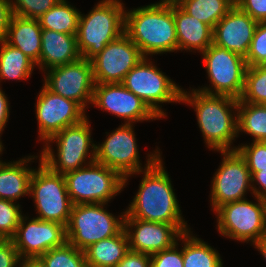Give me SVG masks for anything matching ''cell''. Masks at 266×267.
Here are the masks:
<instances>
[{
  "instance_id": "cell-20",
  "label": "cell",
  "mask_w": 266,
  "mask_h": 267,
  "mask_svg": "<svg viewBox=\"0 0 266 267\" xmlns=\"http://www.w3.org/2000/svg\"><path fill=\"white\" fill-rule=\"evenodd\" d=\"M258 22L234 5L213 29V43L246 58Z\"/></svg>"
},
{
  "instance_id": "cell-4",
  "label": "cell",
  "mask_w": 266,
  "mask_h": 267,
  "mask_svg": "<svg viewBox=\"0 0 266 267\" xmlns=\"http://www.w3.org/2000/svg\"><path fill=\"white\" fill-rule=\"evenodd\" d=\"M123 33L124 3L121 0L99 1L88 14L80 13L76 39L82 58L91 61Z\"/></svg>"
},
{
  "instance_id": "cell-7",
  "label": "cell",
  "mask_w": 266,
  "mask_h": 267,
  "mask_svg": "<svg viewBox=\"0 0 266 267\" xmlns=\"http://www.w3.org/2000/svg\"><path fill=\"white\" fill-rule=\"evenodd\" d=\"M152 62L150 57H143L127 73L121 84L138 96L160 119L167 115L162 110V105L159 104L180 103L183 88H180L181 86L166 76Z\"/></svg>"
},
{
  "instance_id": "cell-23",
  "label": "cell",
  "mask_w": 266,
  "mask_h": 267,
  "mask_svg": "<svg viewBox=\"0 0 266 267\" xmlns=\"http://www.w3.org/2000/svg\"><path fill=\"white\" fill-rule=\"evenodd\" d=\"M36 157L30 155L18 161H0V199L17 203L20 197H30V179L35 169L28 167V163Z\"/></svg>"
},
{
  "instance_id": "cell-38",
  "label": "cell",
  "mask_w": 266,
  "mask_h": 267,
  "mask_svg": "<svg viewBox=\"0 0 266 267\" xmlns=\"http://www.w3.org/2000/svg\"><path fill=\"white\" fill-rule=\"evenodd\" d=\"M235 5L257 22H266V0H237Z\"/></svg>"
},
{
  "instance_id": "cell-14",
  "label": "cell",
  "mask_w": 266,
  "mask_h": 267,
  "mask_svg": "<svg viewBox=\"0 0 266 267\" xmlns=\"http://www.w3.org/2000/svg\"><path fill=\"white\" fill-rule=\"evenodd\" d=\"M223 156L211 181L210 206L215 211L221 205L243 200L252 191V176L246 160L234 151H220Z\"/></svg>"
},
{
  "instance_id": "cell-24",
  "label": "cell",
  "mask_w": 266,
  "mask_h": 267,
  "mask_svg": "<svg viewBox=\"0 0 266 267\" xmlns=\"http://www.w3.org/2000/svg\"><path fill=\"white\" fill-rule=\"evenodd\" d=\"M38 19L12 15L4 41L21 50L36 65L41 54V33Z\"/></svg>"
},
{
  "instance_id": "cell-17",
  "label": "cell",
  "mask_w": 266,
  "mask_h": 267,
  "mask_svg": "<svg viewBox=\"0 0 266 267\" xmlns=\"http://www.w3.org/2000/svg\"><path fill=\"white\" fill-rule=\"evenodd\" d=\"M143 57L139 48L123 33L91 60L95 83H122Z\"/></svg>"
},
{
  "instance_id": "cell-31",
  "label": "cell",
  "mask_w": 266,
  "mask_h": 267,
  "mask_svg": "<svg viewBox=\"0 0 266 267\" xmlns=\"http://www.w3.org/2000/svg\"><path fill=\"white\" fill-rule=\"evenodd\" d=\"M240 100L252 104H266V65L247 67Z\"/></svg>"
},
{
  "instance_id": "cell-10",
  "label": "cell",
  "mask_w": 266,
  "mask_h": 267,
  "mask_svg": "<svg viewBox=\"0 0 266 267\" xmlns=\"http://www.w3.org/2000/svg\"><path fill=\"white\" fill-rule=\"evenodd\" d=\"M253 197L256 202L246 198L215 210L216 229L223 237L254 245L266 234V199Z\"/></svg>"
},
{
  "instance_id": "cell-30",
  "label": "cell",
  "mask_w": 266,
  "mask_h": 267,
  "mask_svg": "<svg viewBox=\"0 0 266 267\" xmlns=\"http://www.w3.org/2000/svg\"><path fill=\"white\" fill-rule=\"evenodd\" d=\"M246 133L254 141L266 142V104H252L238 100L237 135Z\"/></svg>"
},
{
  "instance_id": "cell-36",
  "label": "cell",
  "mask_w": 266,
  "mask_h": 267,
  "mask_svg": "<svg viewBox=\"0 0 266 267\" xmlns=\"http://www.w3.org/2000/svg\"><path fill=\"white\" fill-rule=\"evenodd\" d=\"M245 60L247 66L266 65V22H258Z\"/></svg>"
},
{
  "instance_id": "cell-11",
  "label": "cell",
  "mask_w": 266,
  "mask_h": 267,
  "mask_svg": "<svg viewBox=\"0 0 266 267\" xmlns=\"http://www.w3.org/2000/svg\"><path fill=\"white\" fill-rule=\"evenodd\" d=\"M29 195L33 197L37 217L43 221H54L67 226L73 203L67 192L64 175L53 172L42 162L30 179Z\"/></svg>"
},
{
  "instance_id": "cell-45",
  "label": "cell",
  "mask_w": 266,
  "mask_h": 267,
  "mask_svg": "<svg viewBox=\"0 0 266 267\" xmlns=\"http://www.w3.org/2000/svg\"><path fill=\"white\" fill-rule=\"evenodd\" d=\"M254 248L257 249L260 254L266 260V235H264L259 241H257L254 245Z\"/></svg>"
},
{
  "instance_id": "cell-41",
  "label": "cell",
  "mask_w": 266,
  "mask_h": 267,
  "mask_svg": "<svg viewBox=\"0 0 266 267\" xmlns=\"http://www.w3.org/2000/svg\"><path fill=\"white\" fill-rule=\"evenodd\" d=\"M12 7L9 0H0V40H4L12 17Z\"/></svg>"
},
{
  "instance_id": "cell-5",
  "label": "cell",
  "mask_w": 266,
  "mask_h": 267,
  "mask_svg": "<svg viewBox=\"0 0 266 267\" xmlns=\"http://www.w3.org/2000/svg\"><path fill=\"white\" fill-rule=\"evenodd\" d=\"M90 124L86 117L80 123L68 126L53 135L40 151L42 162L53 172L62 175L95 162L96 144L91 138ZM50 142H56L57 153L53 151Z\"/></svg>"
},
{
  "instance_id": "cell-22",
  "label": "cell",
  "mask_w": 266,
  "mask_h": 267,
  "mask_svg": "<svg viewBox=\"0 0 266 267\" xmlns=\"http://www.w3.org/2000/svg\"><path fill=\"white\" fill-rule=\"evenodd\" d=\"M174 21L178 51H199L200 54L213 43V29L194 16L188 15L174 2Z\"/></svg>"
},
{
  "instance_id": "cell-19",
  "label": "cell",
  "mask_w": 266,
  "mask_h": 267,
  "mask_svg": "<svg viewBox=\"0 0 266 267\" xmlns=\"http://www.w3.org/2000/svg\"><path fill=\"white\" fill-rule=\"evenodd\" d=\"M129 250L153 255L171 248L188 231V225H171L137 218H124Z\"/></svg>"
},
{
  "instance_id": "cell-39",
  "label": "cell",
  "mask_w": 266,
  "mask_h": 267,
  "mask_svg": "<svg viewBox=\"0 0 266 267\" xmlns=\"http://www.w3.org/2000/svg\"><path fill=\"white\" fill-rule=\"evenodd\" d=\"M20 256L12 240L0 241V267H19Z\"/></svg>"
},
{
  "instance_id": "cell-18",
  "label": "cell",
  "mask_w": 266,
  "mask_h": 267,
  "mask_svg": "<svg viewBox=\"0 0 266 267\" xmlns=\"http://www.w3.org/2000/svg\"><path fill=\"white\" fill-rule=\"evenodd\" d=\"M92 105L123 119L125 124L159 119L121 83H95Z\"/></svg>"
},
{
  "instance_id": "cell-46",
  "label": "cell",
  "mask_w": 266,
  "mask_h": 267,
  "mask_svg": "<svg viewBox=\"0 0 266 267\" xmlns=\"http://www.w3.org/2000/svg\"><path fill=\"white\" fill-rule=\"evenodd\" d=\"M4 147H3V144H2V141H1V137H0V150H3Z\"/></svg>"
},
{
  "instance_id": "cell-43",
  "label": "cell",
  "mask_w": 266,
  "mask_h": 267,
  "mask_svg": "<svg viewBox=\"0 0 266 267\" xmlns=\"http://www.w3.org/2000/svg\"><path fill=\"white\" fill-rule=\"evenodd\" d=\"M6 95L0 87V137L10 116V103Z\"/></svg>"
},
{
  "instance_id": "cell-34",
  "label": "cell",
  "mask_w": 266,
  "mask_h": 267,
  "mask_svg": "<svg viewBox=\"0 0 266 267\" xmlns=\"http://www.w3.org/2000/svg\"><path fill=\"white\" fill-rule=\"evenodd\" d=\"M18 17L38 19L61 0H9Z\"/></svg>"
},
{
  "instance_id": "cell-15",
  "label": "cell",
  "mask_w": 266,
  "mask_h": 267,
  "mask_svg": "<svg viewBox=\"0 0 266 267\" xmlns=\"http://www.w3.org/2000/svg\"><path fill=\"white\" fill-rule=\"evenodd\" d=\"M36 101L38 137L43 143L64 128L78 124L87 117L78 103L53 93L44 84Z\"/></svg>"
},
{
  "instance_id": "cell-40",
  "label": "cell",
  "mask_w": 266,
  "mask_h": 267,
  "mask_svg": "<svg viewBox=\"0 0 266 267\" xmlns=\"http://www.w3.org/2000/svg\"><path fill=\"white\" fill-rule=\"evenodd\" d=\"M116 267H151L150 255L129 250Z\"/></svg>"
},
{
  "instance_id": "cell-3",
  "label": "cell",
  "mask_w": 266,
  "mask_h": 267,
  "mask_svg": "<svg viewBox=\"0 0 266 267\" xmlns=\"http://www.w3.org/2000/svg\"><path fill=\"white\" fill-rule=\"evenodd\" d=\"M181 103L194 107L198 126L209 149L217 152L237 149L231 145L238 137V99L206 94L193 88L191 92L182 89Z\"/></svg>"
},
{
  "instance_id": "cell-35",
  "label": "cell",
  "mask_w": 266,
  "mask_h": 267,
  "mask_svg": "<svg viewBox=\"0 0 266 267\" xmlns=\"http://www.w3.org/2000/svg\"><path fill=\"white\" fill-rule=\"evenodd\" d=\"M236 150L246 160L251 176L266 169V142L254 141L249 145H238Z\"/></svg>"
},
{
  "instance_id": "cell-16",
  "label": "cell",
  "mask_w": 266,
  "mask_h": 267,
  "mask_svg": "<svg viewBox=\"0 0 266 267\" xmlns=\"http://www.w3.org/2000/svg\"><path fill=\"white\" fill-rule=\"evenodd\" d=\"M22 216L15 236L11 239L20 258L40 257L67 242L66 226L38 218Z\"/></svg>"
},
{
  "instance_id": "cell-12",
  "label": "cell",
  "mask_w": 266,
  "mask_h": 267,
  "mask_svg": "<svg viewBox=\"0 0 266 267\" xmlns=\"http://www.w3.org/2000/svg\"><path fill=\"white\" fill-rule=\"evenodd\" d=\"M206 66L209 86L197 90L211 95L240 99L244 90L247 63L245 58L212 43L201 53ZM213 88V89H212Z\"/></svg>"
},
{
  "instance_id": "cell-27",
  "label": "cell",
  "mask_w": 266,
  "mask_h": 267,
  "mask_svg": "<svg viewBox=\"0 0 266 267\" xmlns=\"http://www.w3.org/2000/svg\"><path fill=\"white\" fill-rule=\"evenodd\" d=\"M36 64L21 50L0 40V82L1 80H28Z\"/></svg>"
},
{
  "instance_id": "cell-32",
  "label": "cell",
  "mask_w": 266,
  "mask_h": 267,
  "mask_svg": "<svg viewBox=\"0 0 266 267\" xmlns=\"http://www.w3.org/2000/svg\"><path fill=\"white\" fill-rule=\"evenodd\" d=\"M46 267H87L84 251L66 242L39 257Z\"/></svg>"
},
{
  "instance_id": "cell-26",
  "label": "cell",
  "mask_w": 266,
  "mask_h": 267,
  "mask_svg": "<svg viewBox=\"0 0 266 267\" xmlns=\"http://www.w3.org/2000/svg\"><path fill=\"white\" fill-rule=\"evenodd\" d=\"M183 246V267H223L219 252L202 239L193 236L192 231L179 238Z\"/></svg>"
},
{
  "instance_id": "cell-8",
  "label": "cell",
  "mask_w": 266,
  "mask_h": 267,
  "mask_svg": "<svg viewBox=\"0 0 266 267\" xmlns=\"http://www.w3.org/2000/svg\"><path fill=\"white\" fill-rule=\"evenodd\" d=\"M133 126L122 123L110 134L106 132L107 138L95 147V162L119 172L124 177V186L131 175L149 168L161 157L159 148L155 149L147 154V163L142 167Z\"/></svg>"
},
{
  "instance_id": "cell-28",
  "label": "cell",
  "mask_w": 266,
  "mask_h": 267,
  "mask_svg": "<svg viewBox=\"0 0 266 267\" xmlns=\"http://www.w3.org/2000/svg\"><path fill=\"white\" fill-rule=\"evenodd\" d=\"M80 13L68 0H61L38 18V21L42 29L76 35Z\"/></svg>"
},
{
  "instance_id": "cell-44",
  "label": "cell",
  "mask_w": 266,
  "mask_h": 267,
  "mask_svg": "<svg viewBox=\"0 0 266 267\" xmlns=\"http://www.w3.org/2000/svg\"><path fill=\"white\" fill-rule=\"evenodd\" d=\"M19 267H46L44 262L39 258H22Z\"/></svg>"
},
{
  "instance_id": "cell-33",
  "label": "cell",
  "mask_w": 266,
  "mask_h": 267,
  "mask_svg": "<svg viewBox=\"0 0 266 267\" xmlns=\"http://www.w3.org/2000/svg\"><path fill=\"white\" fill-rule=\"evenodd\" d=\"M21 205L13 201L0 199V238L11 240L17 231L22 214Z\"/></svg>"
},
{
  "instance_id": "cell-6",
  "label": "cell",
  "mask_w": 266,
  "mask_h": 267,
  "mask_svg": "<svg viewBox=\"0 0 266 267\" xmlns=\"http://www.w3.org/2000/svg\"><path fill=\"white\" fill-rule=\"evenodd\" d=\"M104 203L72 206L66 226L67 242L84 251L90 245L117 235L124 228L125 212L116 217L107 211Z\"/></svg>"
},
{
  "instance_id": "cell-29",
  "label": "cell",
  "mask_w": 266,
  "mask_h": 267,
  "mask_svg": "<svg viewBox=\"0 0 266 267\" xmlns=\"http://www.w3.org/2000/svg\"><path fill=\"white\" fill-rule=\"evenodd\" d=\"M184 12L214 29L235 5L232 0H173Z\"/></svg>"
},
{
  "instance_id": "cell-37",
  "label": "cell",
  "mask_w": 266,
  "mask_h": 267,
  "mask_svg": "<svg viewBox=\"0 0 266 267\" xmlns=\"http://www.w3.org/2000/svg\"><path fill=\"white\" fill-rule=\"evenodd\" d=\"M178 240L171 247L150 256L151 267H183V246L178 250Z\"/></svg>"
},
{
  "instance_id": "cell-2",
  "label": "cell",
  "mask_w": 266,
  "mask_h": 267,
  "mask_svg": "<svg viewBox=\"0 0 266 267\" xmlns=\"http://www.w3.org/2000/svg\"><path fill=\"white\" fill-rule=\"evenodd\" d=\"M163 165L162 157H160L149 168L134 173L135 175L143 173V178L135 197L125 210L124 218L187 225L182 217L172 181Z\"/></svg>"
},
{
  "instance_id": "cell-42",
  "label": "cell",
  "mask_w": 266,
  "mask_h": 267,
  "mask_svg": "<svg viewBox=\"0 0 266 267\" xmlns=\"http://www.w3.org/2000/svg\"><path fill=\"white\" fill-rule=\"evenodd\" d=\"M256 185H259V186L256 187ZM251 194H253L254 196H257L259 198L266 199V169H262V171L255 172L252 175V192H251Z\"/></svg>"
},
{
  "instance_id": "cell-1",
  "label": "cell",
  "mask_w": 266,
  "mask_h": 267,
  "mask_svg": "<svg viewBox=\"0 0 266 267\" xmlns=\"http://www.w3.org/2000/svg\"><path fill=\"white\" fill-rule=\"evenodd\" d=\"M125 33L144 57L178 51L174 1L125 10Z\"/></svg>"
},
{
  "instance_id": "cell-21",
  "label": "cell",
  "mask_w": 266,
  "mask_h": 267,
  "mask_svg": "<svg viewBox=\"0 0 266 267\" xmlns=\"http://www.w3.org/2000/svg\"><path fill=\"white\" fill-rule=\"evenodd\" d=\"M82 56L79 52L76 35L64 34L48 29L41 33V54L36 65L42 71L74 62Z\"/></svg>"
},
{
  "instance_id": "cell-13",
  "label": "cell",
  "mask_w": 266,
  "mask_h": 267,
  "mask_svg": "<svg viewBox=\"0 0 266 267\" xmlns=\"http://www.w3.org/2000/svg\"><path fill=\"white\" fill-rule=\"evenodd\" d=\"M44 74V85L53 93L74 100L85 111L92 104L95 81L91 61L81 57L74 62L51 68Z\"/></svg>"
},
{
  "instance_id": "cell-9",
  "label": "cell",
  "mask_w": 266,
  "mask_h": 267,
  "mask_svg": "<svg viewBox=\"0 0 266 267\" xmlns=\"http://www.w3.org/2000/svg\"><path fill=\"white\" fill-rule=\"evenodd\" d=\"M64 178L73 205L108 204L125 188L124 177L119 172L97 162L70 171Z\"/></svg>"
},
{
  "instance_id": "cell-25",
  "label": "cell",
  "mask_w": 266,
  "mask_h": 267,
  "mask_svg": "<svg viewBox=\"0 0 266 267\" xmlns=\"http://www.w3.org/2000/svg\"><path fill=\"white\" fill-rule=\"evenodd\" d=\"M129 251L124 228L115 236L100 240L84 250L87 267H116Z\"/></svg>"
}]
</instances>
